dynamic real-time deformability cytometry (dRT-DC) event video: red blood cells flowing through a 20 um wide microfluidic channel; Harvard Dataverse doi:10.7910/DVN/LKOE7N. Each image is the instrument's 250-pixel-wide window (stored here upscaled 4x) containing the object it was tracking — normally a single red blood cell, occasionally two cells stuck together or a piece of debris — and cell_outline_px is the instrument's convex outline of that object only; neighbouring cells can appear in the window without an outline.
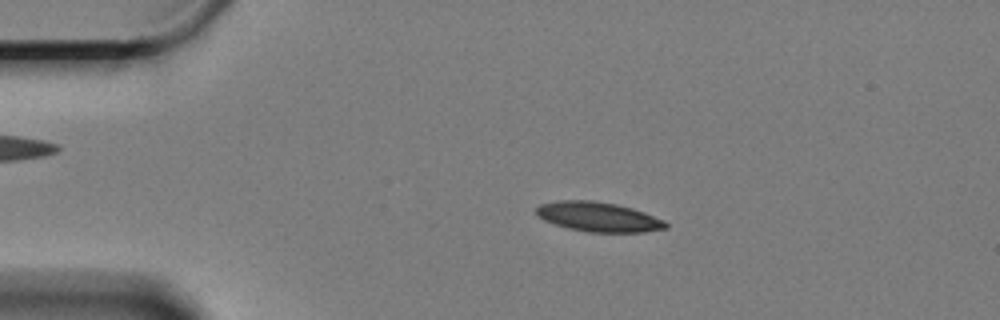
{"species": "Egyptian fruit bat (a non-hibernating species)", "species_latin": "Rousettus aegyptiacus", "temperature_condition": "cold", "stored_images_in_passage": 50, "camera_frame_rate_fps": 3000, "um_per_image_px": 0.085, "animal": {"sex": "female"}, "frame": {"image": 1, "passage_image": 2, "time_ms": 0.333, "image_size_px": [1000, 320], "cell_outline_px": [[668, 228], [644, 232], [588, 232], [568, 228], [544, 220], [536, 212], [536, 208], [540, 204], [560, 200], [592, 200], [616, 204], [632, 208], [644, 212], [664, 220], [668, 224]], "centroid_in_image_um": [50.89, 18.43], "position_along_channel_um": 34.1, "area_um2": 22.25}}
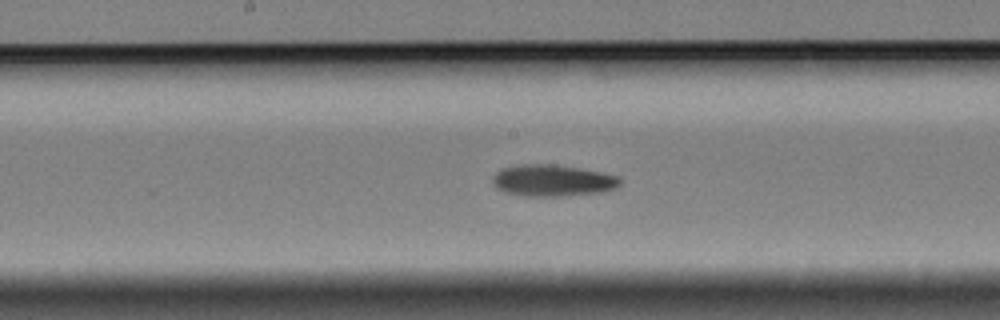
{"frame": {"image": 2, "passage_image": 21, "time_ms": 6.667, "image_size_px": [1000, 320], "cell_outline_px": [[620, 184], [616, 188], [604, 192], [568, 196], [520, 196], [496, 188], [492, 180], [492, 176], [500, 168], [520, 164], [556, 164], [580, 168], [620, 176]], "centroid_in_image_um": [46.97, 15.34], "position_along_channel_um": 201.2, "area_um2": 23.81}}
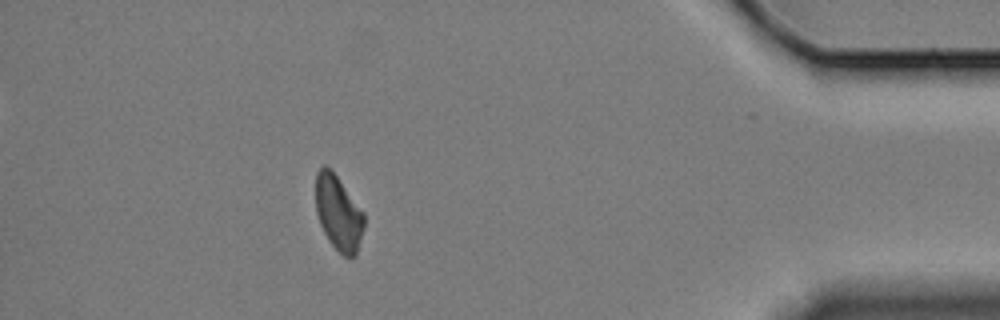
{"frame": {"image": 3, "passage_image": 44, "time_ms": 14.333, "image_size_px": [1000, 320], "cell_outline_px": [[364, 228], [356, 256], [344, 256], [328, 240], [320, 224], [316, 212], [316, 172], [324, 164], [336, 176], [364, 212]], "centroid_in_image_um": [28.77, 18.12], "position_along_channel_um": 406.4, "area_um2": 20.87}, "authors_computed_cell_mechanics": {"area_um2": 22.4264, "velocity_mm_per_s": 3.2841, "shape_relaxation_time_tau1_ms": 5.2117, "shape_relaxation_time_tau2_ms": null, "deformation_change_tau1": 0.1265, "deformation_change_tau2": null}}